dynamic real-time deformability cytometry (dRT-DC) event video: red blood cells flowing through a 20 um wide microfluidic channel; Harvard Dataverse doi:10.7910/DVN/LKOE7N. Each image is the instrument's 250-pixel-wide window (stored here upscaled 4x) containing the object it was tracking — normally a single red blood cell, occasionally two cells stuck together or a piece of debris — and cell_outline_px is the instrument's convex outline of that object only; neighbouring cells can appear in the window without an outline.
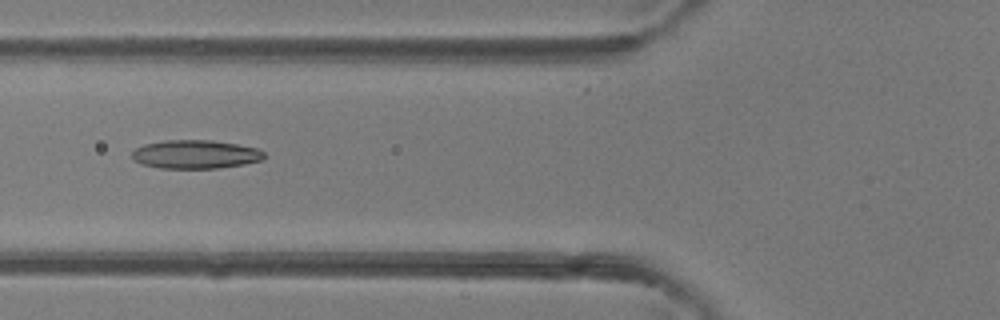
{"species": "common noctule bat (a hibernating species)", "species_latin": "Nyctalus noctula", "temperature_condition": "room temperature", "stored_images_in_passage": 4, "camera_frame_rate_fps": 3000, "um_per_image_px": 0.085, "animal": {"sex": "female"}, "frame": {"image": 1, "passage_image": 4, "time_ms": 3.333, "image_size_px": [1000, 320], "cell_outline_px": [[264, 156], [260, 160], [244, 164], [216, 168], [160, 168], [144, 164], [136, 160], [132, 156], [132, 152], [136, 148], [144, 144], [164, 140], [212, 140], [236, 144], [256, 148], [264, 152]], "centroid_in_image_um": [16.6, 13.11], "position_along_channel_um": 109.2, "area_um2": 21.73}}